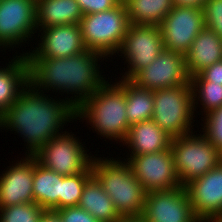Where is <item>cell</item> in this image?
Listing matches in <instances>:
<instances>
[{"label":"cell","instance_id":"26","mask_svg":"<svg viewBox=\"0 0 222 222\" xmlns=\"http://www.w3.org/2000/svg\"><path fill=\"white\" fill-rule=\"evenodd\" d=\"M192 87V96L194 102V110L197 113L198 108L202 113L197 114L206 115L214 109L222 106V84L206 81L200 74L190 77ZM200 102V103H199ZM202 107H200L199 105ZM198 107V108H197Z\"/></svg>","mask_w":222,"mask_h":222},{"label":"cell","instance_id":"32","mask_svg":"<svg viewBox=\"0 0 222 222\" xmlns=\"http://www.w3.org/2000/svg\"><path fill=\"white\" fill-rule=\"evenodd\" d=\"M83 15L103 12L120 4L118 0H76Z\"/></svg>","mask_w":222,"mask_h":222},{"label":"cell","instance_id":"28","mask_svg":"<svg viewBox=\"0 0 222 222\" xmlns=\"http://www.w3.org/2000/svg\"><path fill=\"white\" fill-rule=\"evenodd\" d=\"M45 209L38 204L22 203L0 208V222H38Z\"/></svg>","mask_w":222,"mask_h":222},{"label":"cell","instance_id":"27","mask_svg":"<svg viewBox=\"0 0 222 222\" xmlns=\"http://www.w3.org/2000/svg\"><path fill=\"white\" fill-rule=\"evenodd\" d=\"M93 176L92 167L83 173L64 176L60 195V209L78 206L85 183Z\"/></svg>","mask_w":222,"mask_h":222},{"label":"cell","instance_id":"17","mask_svg":"<svg viewBox=\"0 0 222 222\" xmlns=\"http://www.w3.org/2000/svg\"><path fill=\"white\" fill-rule=\"evenodd\" d=\"M24 156L20 160L12 161V166H7L0 174V208L34 202L35 157Z\"/></svg>","mask_w":222,"mask_h":222},{"label":"cell","instance_id":"13","mask_svg":"<svg viewBox=\"0 0 222 222\" xmlns=\"http://www.w3.org/2000/svg\"><path fill=\"white\" fill-rule=\"evenodd\" d=\"M141 217L146 222H201L184 186L146 192Z\"/></svg>","mask_w":222,"mask_h":222},{"label":"cell","instance_id":"8","mask_svg":"<svg viewBox=\"0 0 222 222\" xmlns=\"http://www.w3.org/2000/svg\"><path fill=\"white\" fill-rule=\"evenodd\" d=\"M75 135L65 130L61 135L52 137L33 156L43 167L60 175L83 173L91 167L94 155L87 153L89 149L85 142Z\"/></svg>","mask_w":222,"mask_h":222},{"label":"cell","instance_id":"30","mask_svg":"<svg viewBox=\"0 0 222 222\" xmlns=\"http://www.w3.org/2000/svg\"><path fill=\"white\" fill-rule=\"evenodd\" d=\"M203 12L205 27L222 38V0H207Z\"/></svg>","mask_w":222,"mask_h":222},{"label":"cell","instance_id":"9","mask_svg":"<svg viewBox=\"0 0 222 222\" xmlns=\"http://www.w3.org/2000/svg\"><path fill=\"white\" fill-rule=\"evenodd\" d=\"M164 49L159 26L129 24L122 45L116 53L125 60L124 65L126 64V71L120 73L121 78L130 80L137 72L155 60Z\"/></svg>","mask_w":222,"mask_h":222},{"label":"cell","instance_id":"37","mask_svg":"<svg viewBox=\"0 0 222 222\" xmlns=\"http://www.w3.org/2000/svg\"><path fill=\"white\" fill-rule=\"evenodd\" d=\"M120 3H125L127 2L128 0H118Z\"/></svg>","mask_w":222,"mask_h":222},{"label":"cell","instance_id":"2","mask_svg":"<svg viewBox=\"0 0 222 222\" xmlns=\"http://www.w3.org/2000/svg\"><path fill=\"white\" fill-rule=\"evenodd\" d=\"M104 60L108 61L102 54L88 49L71 57L27 58L29 84L42 93L52 90L55 95L58 91L61 96L67 94L65 99L76 109L107 81L100 69ZM69 94H72L70 98Z\"/></svg>","mask_w":222,"mask_h":222},{"label":"cell","instance_id":"14","mask_svg":"<svg viewBox=\"0 0 222 222\" xmlns=\"http://www.w3.org/2000/svg\"><path fill=\"white\" fill-rule=\"evenodd\" d=\"M130 81L140 88L152 91L188 84L190 76L185 67V55L164 49Z\"/></svg>","mask_w":222,"mask_h":222},{"label":"cell","instance_id":"3","mask_svg":"<svg viewBox=\"0 0 222 222\" xmlns=\"http://www.w3.org/2000/svg\"><path fill=\"white\" fill-rule=\"evenodd\" d=\"M108 81L75 109L76 122L86 120V126L94 128L97 135L122 145L130 128L125 111L126 92L116 81Z\"/></svg>","mask_w":222,"mask_h":222},{"label":"cell","instance_id":"1","mask_svg":"<svg viewBox=\"0 0 222 222\" xmlns=\"http://www.w3.org/2000/svg\"><path fill=\"white\" fill-rule=\"evenodd\" d=\"M58 98L35 90L29 84L0 116V130L12 131V134L14 131L26 144L25 155H34L52 137L64 133V125L76 121L72 104Z\"/></svg>","mask_w":222,"mask_h":222},{"label":"cell","instance_id":"4","mask_svg":"<svg viewBox=\"0 0 222 222\" xmlns=\"http://www.w3.org/2000/svg\"><path fill=\"white\" fill-rule=\"evenodd\" d=\"M124 157L93 158V175L111 198L121 217L142 216L146 191L132 172ZM117 159V160H116Z\"/></svg>","mask_w":222,"mask_h":222},{"label":"cell","instance_id":"16","mask_svg":"<svg viewBox=\"0 0 222 222\" xmlns=\"http://www.w3.org/2000/svg\"><path fill=\"white\" fill-rule=\"evenodd\" d=\"M184 187L201 222H217L222 217V161Z\"/></svg>","mask_w":222,"mask_h":222},{"label":"cell","instance_id":"25","mask_svg":"<svg viewBox=\"0 0 222 222\" xmlns=\"http://www.w3.org/2000/svg\"><path fill=\"white\" fill-rule=\"evenodd\" d=\"M125 5L130 24L157 26L174 6L172 0H128Z\"/></svg>","mask_w":222,"mask_h":222},{"label":"cell","instance_id":"29","mask_svg":"<svg viewBox=\"0 0 222 222\" xmlns=\"http://www.w3.org/2000/svg\"><path fill=\"white\" fill-rule=\"evenodd\" d=\"M200 120L203 121L200 132L222 153V106L207 113Z\"/></svg>","mask_w":222,"mask_h":222},{"label":"cell","instance_id":"24","mask_svg":"<svg viewBox=\"0 0 222 222\" xmlns=\"http://www.w3.org/2000/svg\"><path fill=\"white\" fill-rule=\"evenodd\" d=\"M115 78L126 92V114L129 125L152 120L154 112L153 91L136 86L130 80Z\"/></svg>","mask_w":222,"mask_h":222},{"label":"cell","instance_id":"22","mask_svg":"<svg viewBox=\"0 0 222 222\" xmlns=\"http://www.w3.org/2000/svg\"><path fill=\"white\" fill-rule=\"evenodd\" d=\"M78 206L100 222H119L122 219L111 198L94 175L85 183Z\"/></svg>","mask_w":222,"mask_h":222},{"label":"cell","instance_id":"35","mask_svg":"<svg viewBox=\"0 0 222 222\" xmlns=\"http://www.w3.org/2000/svg\"><path fill=\"white\" fill-rule=\"evenodd\" d=\"M38 222H62V219L56 211L45 210Z\"/></svg>","mask_w":222,"mask_h":222},{"label":"cell","instance_id":"31","mask_svg":"<svg viewBox=\"0 0 222 222\" xmlns=\"http://www.w3.org/2000/svg\"><path fill=\"white\" fill-rule=\"evenodd\" d=\"M55 211L60 215L62 222H100L79 206L66 207Z\"/></svg>","mask_w":222,"mask_h":222},{"label":"cell","instance_id":"15","mask_svg":"<svg viewBox=\"0 0 222 222\" xmlns=\"http://www.w3.org/2000/svg\"><path fill=\"white\" fill-rule=\"evenodd\" d=\"M37 31V47H30L31 52L27 50L26 53L21 50L19 55H25L26 58H64L87 50L79 24L51 26Z\"/></svg>","mask_w":222,"mask_h":222},{"label":"cell","instance_id":"10","mask_svg":"<svg viewBox=\"0 0 222 222\" xmlns=\"http://www.w3.org/2000/svg\"><path fill=\"white\" fill-rule=\"evenodd\" d=\"M35 33L36 0H0V52L25 47L24 43L35 39Z\"/></svg>","mask_w":222,"mask_h":222},{"label":"cell","instance_id":"7","mask_svg":"<svg viewBox=\"0 0 222 222\" xmlns=\"http://www.w3.org/2000/svg\"><path fill=\"white\" fill-rule=\"evenodd\" d=\"M170 148L182 186L203 176L222 161V153L203 133L197 134V131L172 138Z\"/></svg>","mask_w":222,"mask_h":222},{"label":"cell","instance_id":"6","mask_svg":"<svg viewBox=\"0 0 222 222\" xmlns=\"http://www.w3.org/2000/svg\"><path fill=\"white\" fill-rule=\"evenodd\" d=\"M153 98L152 120L168 135L175 138L194 132L193 127L196 125L193 124L196 113L190 82L155 90L153 91Z\"/></svg>","mask_w":222,"mask_h":222},{"label":"cell","instance_id":"21","mask_svg":"<svg viewBox=\"0 0 222 222\" xmlns=\"http://www.w3.org/2000/svg\"><path fill=\"white\" fill-rule=\"evenodd\" d=\"M37 30L79 24L83 13L76 0H36Z\"/></svg>","mask_w":222,"mask_h":222},{"label":"cell","instance_id":"23","mask_svg":"<svg viewBox=\"0 0 222 222\" xmlns=\"http://www.w3.org/2000/svg\"><path fill=\"white\" fill-rule=\"evenodd\" d=\"M63 177V175L43 167L35 158L33 174L34 203L38 204L45 210L55 211L60 209V195Z\"/></svg>","mask_w":222,"mask_h":222},{"label":"cell","instance_id":"5","mask_svg":"<svg viewBox=\"0 0 222 222\" xmlns=\"http://www.w3.org/2000/svg\"><path fill=\"white\" fill-rule=\"evenodd\" d=\"M129 24L125 3L83 15L79 23L86 48L102 54L107 60L119 51Z\"/></svg>","mask_w":222,"mask_h":222},{"label":"cell","instance_id":"18","mask_svg":"<svg viewBox=\"0 0 222 222\" xmlns=\"http://www.w3.org/2000/svg\"><path fill=\"white\" fill-rule=\"evenodd\" d=\"M172 137L162 130L153 120L135 123L130 126L122 146L127 155H144L165 151L170 148ZM131 150V151H130Z\"/></svg>","mask_w":222,"mask_h":222},{"label":"cell","instance_id":"34","mask_svg":"<svg viewBox=\"0 0 222 222\" xmlns=\"http://www.w3.org/2000/svg\"><path fill=\"white\" fill-rule=\"evenodd\" d=\"M207 0H172L174 6L203 9Z\"/></svg>","mask_w":222,"mask_h":222},{"label":"cell","instance_id":"19","mask_svg":"<svg viewBox=\"0 0 222 222\" xmlns=\"http://www.w3.org/2000/svg\"><path fill=\"white\" fill-rule=\"evenodd\" d=\"M222 60V38L204 27L185 54V67L190 77Z\"/></svg>","mask_w":222,"mask_h":222},{"label":"cell","instance_id":"33","mask_svg":"<svg viewBox=\"0 0 222 222\" xmlns=\"http://www.w3.org/2000/svg\"><path fill=\"white\" fill-rule=\"evenodd\" d=\"M206 81L222 84V60L212 64L199 73Z\"/></svg>","mask_w":222,"mask_h":222},{"label":"cell","instance_id":"12","mask_svg":"<svg viewBox=\"0 0 222 222\" xmlns=\"http://www.w3.org/2000/svg\"><path fill=\"white\" fill-rule=\"evenodd\" d=\"M204 27L203 9L173 6L159 25L165 50L185 55Z\"/></svg>","mask_w":222,"mask_h":222},{"label":"cell","instance_id":"11","mask_svg":"<svg viewBox=\"0 0 222 222\" xmlns=\"http://www.w3.org/2000/svg\"><path fill=\"white\" fill-rule=\"evenodd\" d=\"M135 177L146 192L181 187L171 148L157 153L126 155Z\"/></svg>","mask_w":222,"mask_h":222},{"label":"cell","instance_id":"36","mask_svg":"<svg viewBox=\"0 0 222 222\" xmlns=\"http://www.w3.org/2000/svg\"><path fill=\"white\" fill-rule=\"evenodd\" d=\"M119 222H146L141 216L139 217H122Z\"/></svg>","mask_w":222,"mask_h":222},{"label":"cell","instance_id":"20","mask_svg":"<svg viewBox=\"0 0 222 222\" xmlns=\"http://www.w3.org/2000/svg\"><path fill=\"white\" fill-rule=\"evenodd\" d=\"M6 66H0V116L18 99L20 93L29 85V66L25 55L15 50Z\"/></svg>","mask_w":222,"mask_h":222}]
</instances>
